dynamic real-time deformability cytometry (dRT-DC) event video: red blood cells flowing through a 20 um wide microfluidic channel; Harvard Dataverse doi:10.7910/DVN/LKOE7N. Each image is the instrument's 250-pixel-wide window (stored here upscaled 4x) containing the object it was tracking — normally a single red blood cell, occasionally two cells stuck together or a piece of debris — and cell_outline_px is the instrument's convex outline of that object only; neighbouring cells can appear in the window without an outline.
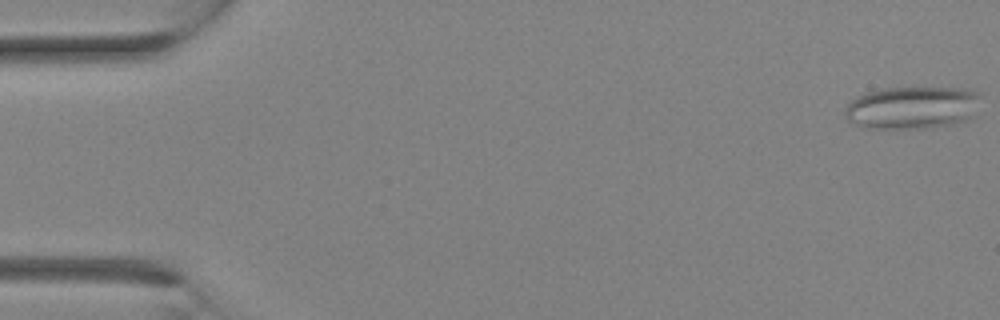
{"species": "Egyptian fruit bat (a non-hibernating species)", "species_latin": "Rousettus aegyptiacus", "temperature_condition": "room temperature", "stored_images_in_passage": 11, "camera_frame_rate_fps": 3000, "um_per_image_px": 0.085, "animal": {"sex": "female"}, "frame": {"image": 1, "passage_image": 1, "time_ms": 0.0, "image_size_px": [1000, 320], "cell_outline_px": [[980, 96], [972, 116], [964, 120], [932, 128], [864, 128], [848, 120], [844, 116], [844, 108], [852, 100], [868, 92], [884, 88], [964, 88], [976, 92]], "centroid_in_image_um": [77.49, 9.15], "position_along_channel_um": 7.5, "area_um2": 33.35}}